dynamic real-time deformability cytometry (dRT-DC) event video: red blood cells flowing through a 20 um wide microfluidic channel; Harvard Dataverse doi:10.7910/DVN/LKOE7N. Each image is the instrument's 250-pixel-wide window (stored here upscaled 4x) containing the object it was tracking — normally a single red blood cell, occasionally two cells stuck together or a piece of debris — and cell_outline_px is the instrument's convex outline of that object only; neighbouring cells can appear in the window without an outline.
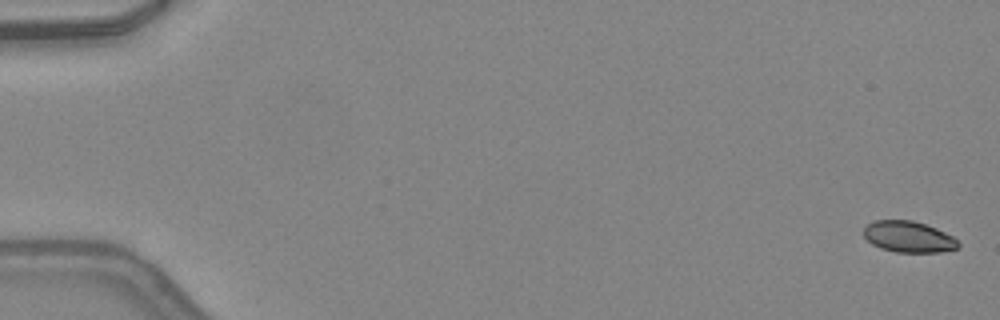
{"species": "common noctule bat (a hibernating species)", "species_latin": "Nyctalus noctula", "temperature_condition": "warm", "stored_images_in_passage": 20, "camera_frame_rate_fps": 3000, "um_per_image_px": 0.085, "animal": {"sex": "female", "body_mass_g": 24.6, "forearm_length_mm": 56.2}, "frame": {"image": 1, "passage_image": 2, "time_ms": 0.333, "image_size_px": [1000, 320], "cell_outline_px": [[960, 248], [940, 252], [896, 252], [880, 248], [872, 244], [864, 236], [864, 228], [868, 224], [876, 220], [912, 220], [936, 228], [952, 236], [960, 244]], "centroid_in_image_um": [77.23, 20.13], "position_along_channel_um": 7.8, "area_um2": 17.11}}
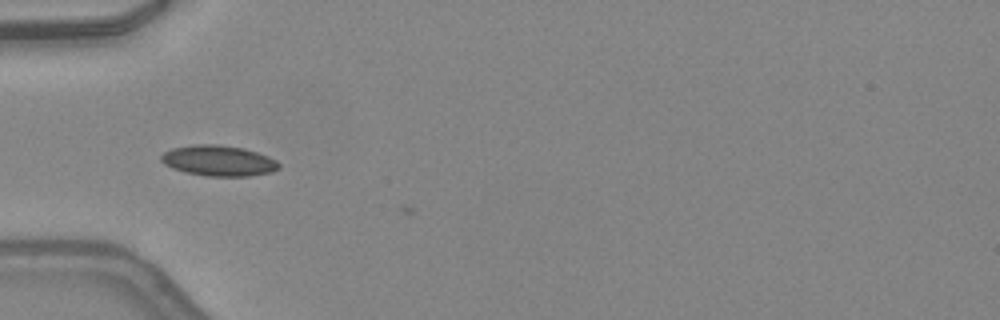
{"frame": {"image": 2, "passage_image": 18, "time_ms": 5.667, "image_size_px": [1000, 320], "cell_outline_px": [[280, 168], [272, 172], [248, 176], [208, 176], [184, 172], [172, 168], [164, 164], [160, 160], [160, 156], [164, 152], [172, 148], [192, 144], [216, 144], [244, 148], [268, 156], [276, 160], [280, 164]], "centroid_in_image_um": [18.57, 13.65], "position_along_channel_um": 66.4, "area_um2": 21.15}}